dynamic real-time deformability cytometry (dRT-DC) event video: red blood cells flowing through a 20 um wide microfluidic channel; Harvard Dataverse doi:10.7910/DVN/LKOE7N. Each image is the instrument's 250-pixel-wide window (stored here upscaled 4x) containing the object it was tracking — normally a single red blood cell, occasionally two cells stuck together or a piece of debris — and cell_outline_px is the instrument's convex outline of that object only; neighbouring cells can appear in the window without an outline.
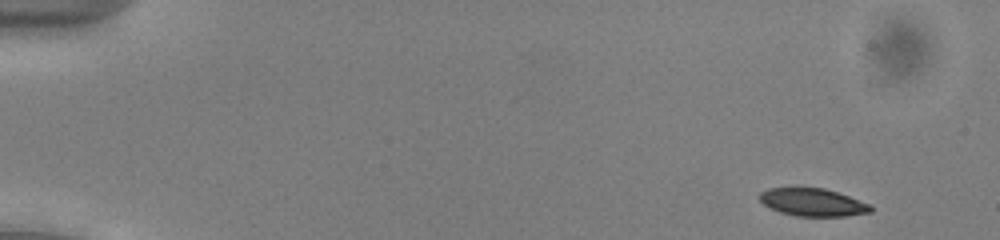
{"species": "common noctule bat (a hibernating species)", "species_latin": "Nyctalus noctula", "temperature_condition": "cold", "stored_images_in_passage": 49, "camera_frame_rate_fps": 3000, "um_per_image_px": 0.085, "animal": {"sex": "male", "body_mass_g": 13.0, "forearm_length_mm": 53.1}, "frame": {"image": 1, "passage_image": 1, "time_ms": 0.0, "image_size_px": [1000, 240], "cell_outline_px": [[872, 212], [844, 216], [796, 216], [780, 212], [764, 204], [756, 196], [760, 192], [768, 188], [824, 188], [848, 196], [868, 204], [872, 208]], "centroid_in_image_um": [69.03, 17.19], "position_along_channel_um": 16.0, "area_um2": 17.74}}
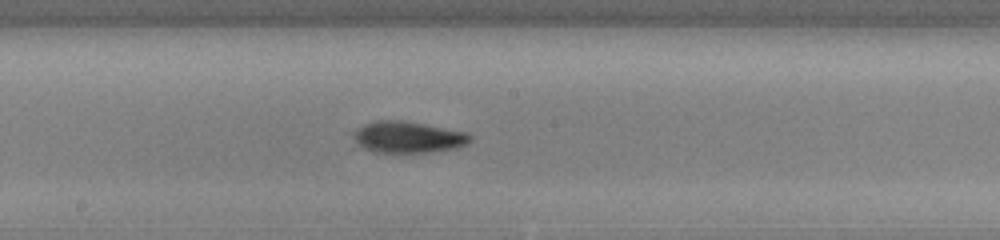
{"frame": {"image": 2, "passage_image": 26, "time_ms": 8.333, "image_size_px": [1000, 240], "cell_outline_px": [[472, 140], [468, 144], [456, 148], [428, 152], [372, 152], [364, 148], [356, 140], [356, 128], [364, 124], [376, 120], [400, 120], [424, 124], [468, 132], [472, 136]], "centroid_in_image_um": [34.74, 11.65], "position_along_channel_um": 213.5, "area_um2": 21.21}}
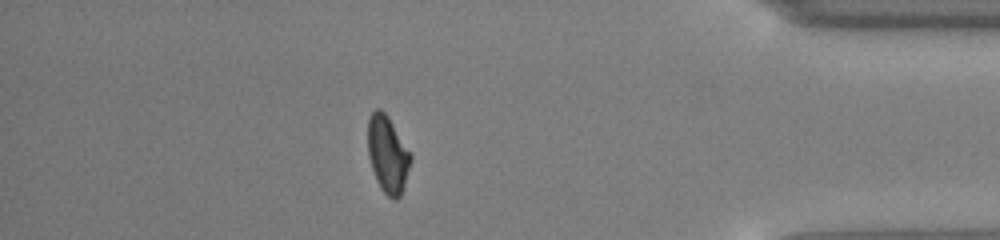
{"frame": {"image": 3, "passage_image": 43, "time_ms": 14.0, "image_size_px": [1000, 240], "cell_outline_px": [[412, 160], [400, 196], [396, 200], [392, 200], [380, 188], [376, 180], [368, 156], [368, 116], [376, 108], [380, 108], [388, 116], [412, 152]], "centroid_in_image_um": [32.96, 13.1], "position_along_channel_um": 402.2, "area_um2": 19.48}, "authors_computed_cell_mechanics": {"area_um2": 19.8832, "velocity_mm_per_s": 3.9377, "shape_relaxation_time_tau1_ms": 2.6411, "shape_relaxation_time_tau2_ms": 5.6347, "deformation_change_tau1": 0.1253, "deformation_change_tau2": 0.1284}}